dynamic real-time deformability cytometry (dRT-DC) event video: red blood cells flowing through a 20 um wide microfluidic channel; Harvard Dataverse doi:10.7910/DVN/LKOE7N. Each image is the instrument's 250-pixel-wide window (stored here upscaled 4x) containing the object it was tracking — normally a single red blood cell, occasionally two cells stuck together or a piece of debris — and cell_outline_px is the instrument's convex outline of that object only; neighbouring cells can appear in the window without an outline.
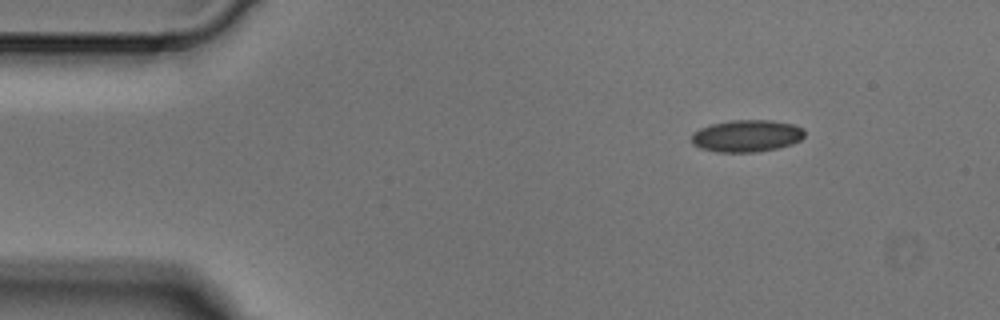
{"species": "Egyptian fruit bat (a non-hibernating species)", "species_latin": "Rousettus aegyptiacus", "temperature_condition": "cold", "stored_images_in_passage": 3, "camera_frame_rate_fps": 3000, "um_per_image_px": 0.085, "animal": {"sex": "male"}, "frame": {"image": 1, "passage_image": 1, "time_ms": 0.0, "image_size_px": [1000, 320], "cell_outline_px": [[804, 136], [800, 140], [792, 144], [776, 148], [756, 152], [716, 152], [700, 148], [692, 144], [692, 132], [700, 128], [712, 124], [732, 120], [772, 120], [796, 124], [804, 128]], "centroid_in_image_um": [63.48, 11.54], "position_along_channel_um": 21.5, "area_um2": 21.27}}
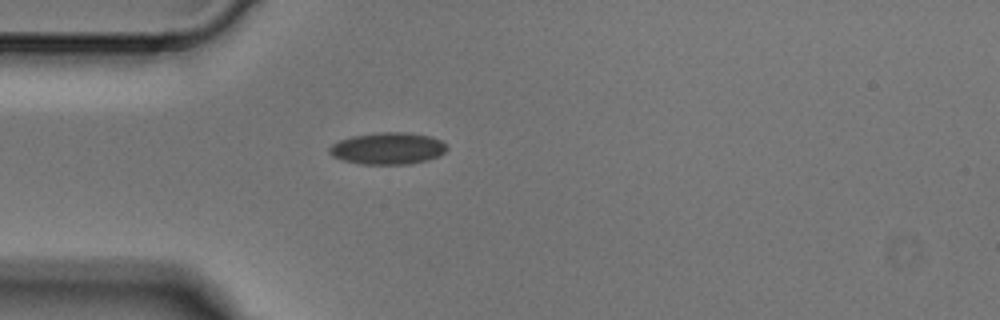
{"frame": {"image": 2, "passage_image": 3, "time_ms": 0.667, "image_size_px": [1000, 320], "cell_outline_px": [[448, 148], [440, 156], [428, 160], [408, 164], [360, 164], [344, 160], [332, 156], [328, 152], [328, 148], [332, 144], [340, 140], [352, 136], [376, 132], [408, 132], [432, 136], [440, 140]], "centroid_in_image_um": [32.97, 12.61], "position_along_channel_um": 52.0, "area_um2": 21.96}}